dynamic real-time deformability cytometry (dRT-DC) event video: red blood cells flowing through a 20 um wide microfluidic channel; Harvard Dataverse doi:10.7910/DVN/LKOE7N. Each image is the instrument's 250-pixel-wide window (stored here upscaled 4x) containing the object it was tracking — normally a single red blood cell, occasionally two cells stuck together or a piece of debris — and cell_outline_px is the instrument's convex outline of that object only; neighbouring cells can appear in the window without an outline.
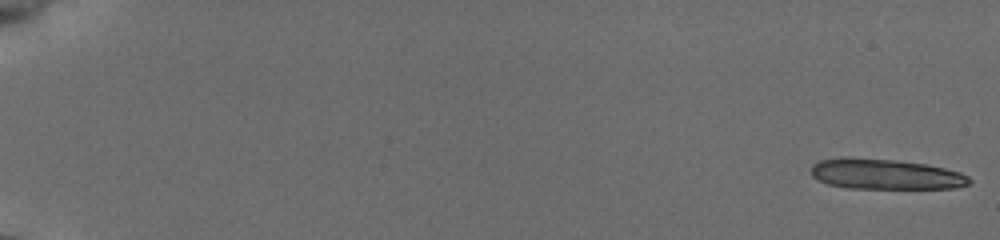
{"species": "common noctule bat (a hibernating species)", "species_latin": "Nyctalus noctula", "temperature_condition": "cold", "stored_images_in_passage": 18, "camera_frame_rate_fps": 3000, "um_per_image_px": 0.085, "animal": {"sex": "female", "body_mass_g": 19.5, "forearm_length_mm": 54.1}, "frame": {"image": 1, "passage_image": 1, "time_ms": 0.0, "image_size_px": [1000, 240], "cell_outline_px": [[972, 180], [968, 184], [956, 188], [848, 188], [828, 184], [812, 176], [812, 164], [820, 160], [840, 156], [848, 156], [896, 160], [924, 164], [944, 168], [960, 172], [968, 176]], "centroid_in_image_um": [75.23, 14.79], "position_along_channel_um": 9.8, "area_um2": 28.15}}